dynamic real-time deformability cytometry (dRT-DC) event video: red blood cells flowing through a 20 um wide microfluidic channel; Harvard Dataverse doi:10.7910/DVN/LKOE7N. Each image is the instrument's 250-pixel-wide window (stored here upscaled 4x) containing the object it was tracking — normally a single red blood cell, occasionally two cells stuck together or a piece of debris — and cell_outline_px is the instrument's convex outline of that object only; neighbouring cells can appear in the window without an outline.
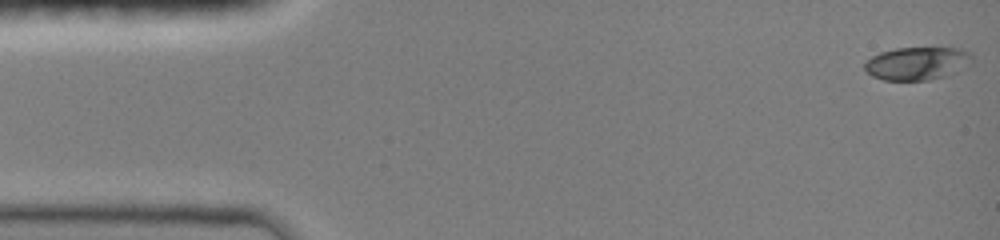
{"species": "common noctule bat (a hibernating species)", "species_latin": "Nyctalus noctula", "temperature_condition": "room temperature", "stored_images_in_passage": 17, "camera_frame_rate_fps": 3000, "um_per_image_px": 0.085, "animal": {"sex": "female", "body_mass_g": 19.0, "forearm_length_mm": 51.5}, "frame": {"image": 1, "passage_image": 1, "time_ms": 0.0, "image_size_px": [1000, 240], "cell_outline_px": [[972, 64], [968, 68], [948, 76], [928, 80], [884, 80], [872, 76], [864, 68], [864, 64], [872, 56], [880, 52], [896, 48], [960, 48], [968, 52], [972, 56]], "centroid_in_image_um": [78.02, 5.4], "position_along_channel_um": 7.0, "area_um2": 20.92}}
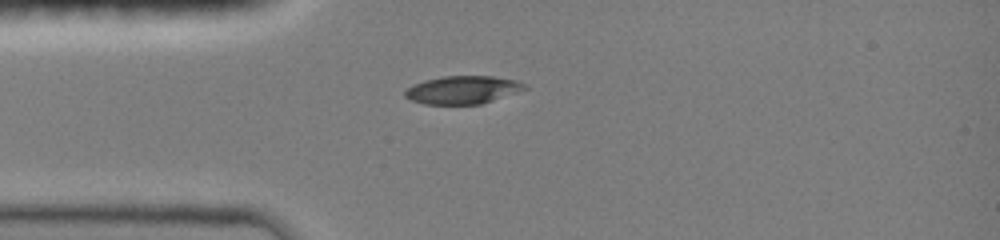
{"frame": {"image": 2, "passage_image": 14, "time_ms": 3.667, "image_size_px": [1000, 240], "cell_outline_px": [[528, 88], [480, 104], [424, 104], [412, 100], [404, 96], [404, 92], [412, 84], [424, 80], [444, 76], [492, 76], [516, 80], [524, 84]], "centroid_in_image_um": [39.29, 7.63], "position_along_channel_um": 45.7, "area_um2": 19.31}}